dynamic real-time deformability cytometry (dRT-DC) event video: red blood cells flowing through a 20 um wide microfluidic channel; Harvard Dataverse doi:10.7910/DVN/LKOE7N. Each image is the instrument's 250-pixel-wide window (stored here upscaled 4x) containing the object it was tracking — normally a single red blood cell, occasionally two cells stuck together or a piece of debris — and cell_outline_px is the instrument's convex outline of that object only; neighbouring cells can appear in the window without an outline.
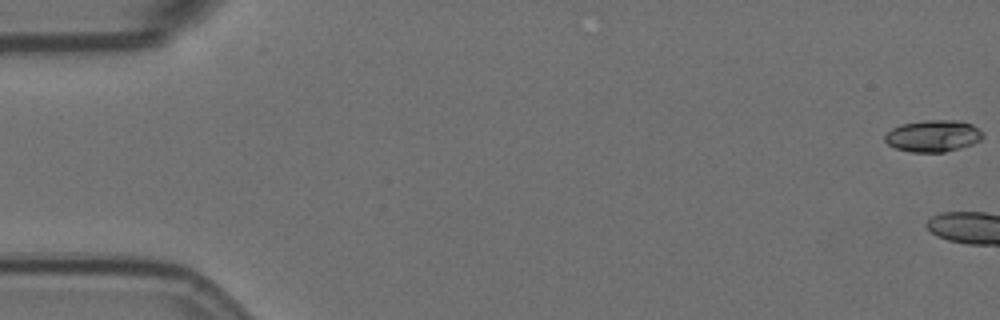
{"species": "Egyptian fruit bat (a non-hibernating species)", "species_latin": "Rousettus aegyptiacus", "temperature_condition": "room temperature", "stored_images_in_passage": 4, "camera_frame_rate_fps": 3000, "um_per_image_px": 0.085, "animal": {"sex": "female"}, "frame": {"image": 1, "passage_image": 1, "time_ms": 0.0, "image_size_px": [1000, 320], "cell_outline_px": [[984, 136], [980, 140], [972, 144], [960, 148], [944, 152], [912, 152], [896, 148], [888, 144], [884, 140], [884, 136], [892, 128], [900, 124], [924, 120], [960, 120], [972, 124]], "centroid_in_image_um": [79.3, 11.55], "position_along_channel_um": 5.7, "area_um2": 18.09}}